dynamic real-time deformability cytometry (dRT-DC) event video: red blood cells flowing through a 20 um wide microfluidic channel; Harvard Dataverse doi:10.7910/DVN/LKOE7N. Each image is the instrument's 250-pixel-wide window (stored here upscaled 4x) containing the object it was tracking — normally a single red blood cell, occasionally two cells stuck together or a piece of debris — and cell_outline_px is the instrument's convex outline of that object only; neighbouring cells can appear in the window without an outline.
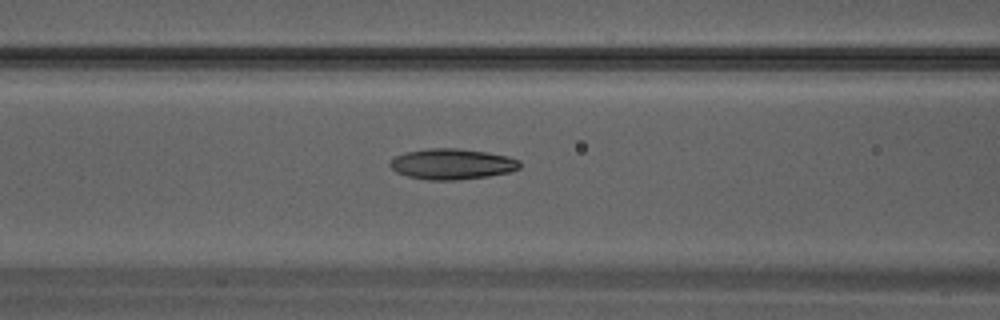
{"species": "Egyptian fruit bat (a non-hibernating species)", "species_latin": "Rousettus aegyptiacus", "temperature_condition": "warm", "stored_images_in_passage": 33, "camera_frame_rate_fps": 3000, "um_per_image_px": 0.085, "animal": {"sex": "male"}, "frame": {"image": 1, "passage_image": 14, "time_ms": 4.333, "image_size_px": [1000, 320], "cell_outline_px": [[520, 168], [508, 172], [488, 176], [456, 180], [428, 180], [408, 176], [396, 172], [388, 164], [396, 156], [404, 152], [428, 148], [456, 148], [488, 152], [508, 156], [520, 160]], "centroid_in_image_um": [38.42, 13.93], "position_along_channel_um": 128.2, "area_um2": 23.24}}
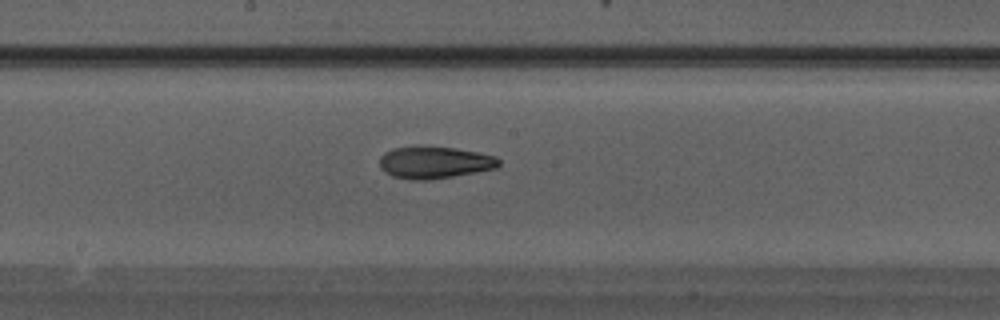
{"frame": {"image": 2, "passage_image": 18, "time_ms": 5.667, "image_size_px": [1000, 320], "cell_outline_px": [[500, 164], [496, 168], [476, 172], [428, 180], [412, 180], [392, 176], [384, 172], [380, 168], [380, 156], [384, 152], [392, 148], [416, 144], [420, 144], [452, 148], [476, 152], [496, 156], [500, 160]], "centroid_in_image_um": [36.87, 13.78], "position_along_channel_um": 211.3, "area_um2": 22.72}}
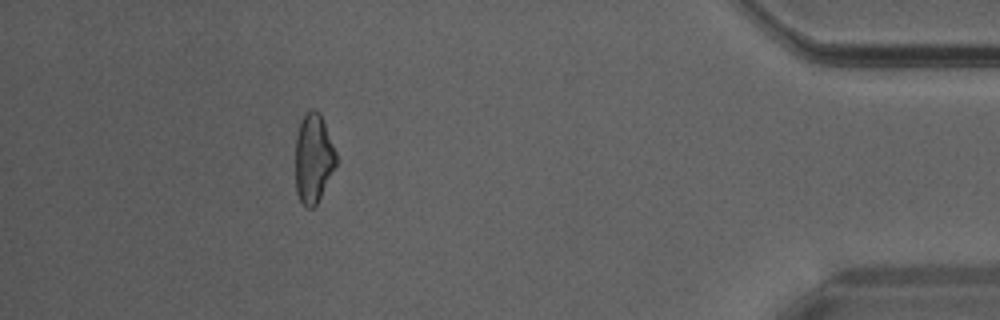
{"frame": {"image": 3, "passage_image": 30, "time_ms": 9.667, "image_size_px": [1000, 320], "cell_outline_px": [[336, 164], [316, 204], [312, 208], [308, 208], [300, 200], [296, 192], [296, 136], [300, 120], [304, 112], [312, 108], [316, 108], [320, 112], [336, 152]], "centroid_in_image_um": [26.62, 13.38], "position_along_channel_um": 408.6, "area_um2": 21.04}}